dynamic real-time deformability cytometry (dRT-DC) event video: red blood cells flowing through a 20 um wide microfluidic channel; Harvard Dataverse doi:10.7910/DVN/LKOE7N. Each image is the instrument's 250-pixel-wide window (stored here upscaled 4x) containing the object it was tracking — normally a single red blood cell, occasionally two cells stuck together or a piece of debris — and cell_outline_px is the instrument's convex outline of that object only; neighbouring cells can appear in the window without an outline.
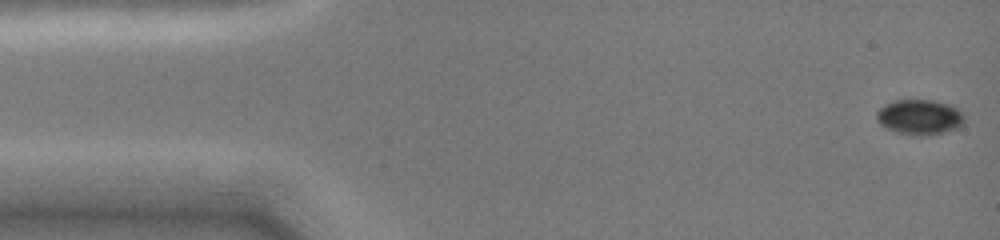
{"species": "common noctule bat (a hibernating species)", "species_latin": "Nyctalus noctula", "temperature_condition": "cold", "stored_images_in_passage": 94, "camera_frame_rate_fps": 3000, "um_per_image_px": 0.085, "animal": {"sex": "female", "body_mass_g": 19.0, "forearm_length_mm": 51.5}, "frame": {"image": 1, "passage_image": 1, "time_ms": 0.0, "image_size_px": [1000, 240], "cell_outline_px": [[964, 124], [960, 128], [928, 136], [920, 136], [896, 132], [884, 128], [880, 124], [876, 116], [876, 112], [884, 104], [896, 100], [936, 100], [948, 104], [956, 108], [964, 116]], "centroid_in_image_um": [78.17, 9.96], "position_along_channel_um": 6.8, "area_um2": 18.21}}
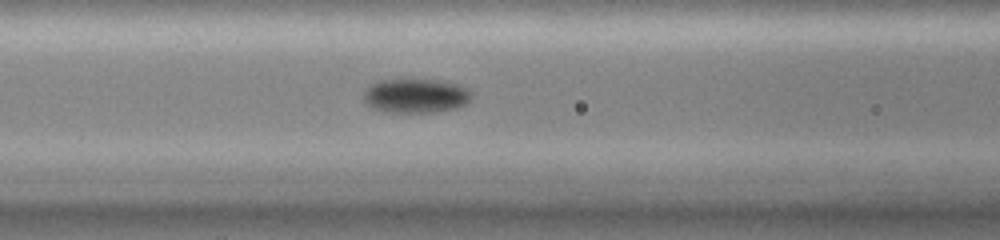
{"frame": {"image": 2, "passage_image": 36, "time_ms": 6.0, "image_size_px": [1000, 240], "cell_outline_px": [[472, 100], [456, 108], [436, 112], [384, 112], [372, 108], [364, 100], [364, 92], [372, 84], [380, 80], [440, 80], [460, 84], [468, 88], [472, 92]], "centroid_in_image_um": [35.39, 8.14], "position_along_channel_um": 131.2, "area_um2": 21.62}}
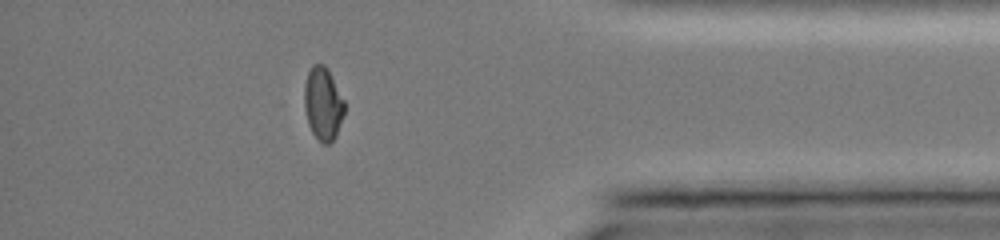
{"frame": {"image": 3, "passage_image": 79, "time_ms": 13.333, "image_size_px": [1000, 240], "cell_outline_px": [[344, 112], [336, 136], [328, 144], [324, 144], [312, 132], [308, 124], [304, 108], [304, 84], [308, 72], [312, 64], [324, 64], [328, 68], [344, 100]], "centroid_in_image_um": [27.44, 8.78], "position_along_channel_um": 407.8, "area_um2": 17.05}, "authors_computed_cell_mechanics": {"area_um2": 19.0162, "velocity_mm_per_s": 4.021, "shape_relaxation_time_tau1_ms": 10.0234, "shape_relaxation_time_tau2_ms": null, "deformation_change_tau1": 0.2113, "deformation_change_tau2": null}}